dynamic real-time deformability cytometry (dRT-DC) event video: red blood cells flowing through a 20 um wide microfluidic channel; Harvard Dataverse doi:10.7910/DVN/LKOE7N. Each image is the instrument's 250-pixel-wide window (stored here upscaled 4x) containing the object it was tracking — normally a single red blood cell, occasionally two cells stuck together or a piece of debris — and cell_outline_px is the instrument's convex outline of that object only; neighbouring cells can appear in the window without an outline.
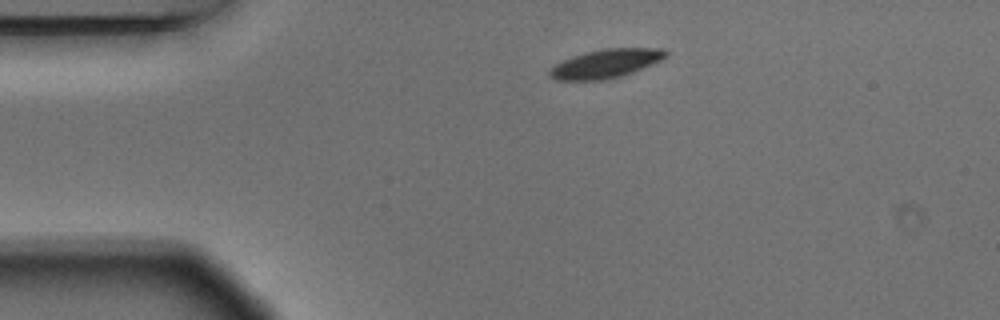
{"species": "Egyptian fruit bat (a non-hibernating species)", "species_latin": "Rousettus aegyptiacus", "temperature_condition": "warm", "stored_images_in_passage": 4, "camera_frame_rate_fps": 3000, "um_per_image_px": 0.085, "animal": {"sex": "male"}, "frame": {"image": 1, "passage_image": 1, "time_ms": 0.0, "image_size_px": [1000, 320], "cell_outline_px": [[668, 56], [660, 60], [632, 72], [620, 76], [600, 80], [556, 80], [548, 76], [548, 72], [560, 60], [584, 52], [604, 48], [664, 48], [668, 52]], "centroid_in_image_um": [51.46, 5.39], "position_along_channel_um": 33.5, "area_um2": 19.42}}
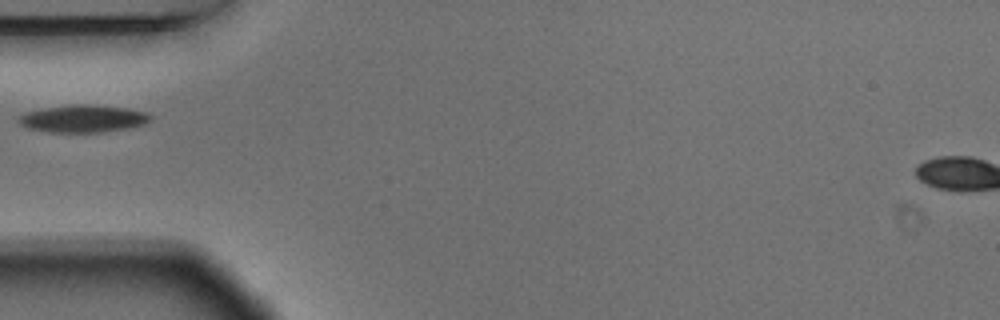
{"frame": {"image": 2, "passage_image": 3, "time_ms": 0.667, "image_size_px": [1000, 320], "cell_outline_px": [[152, 120], [148, 124], [128, 128], [104, 132], [48, 132], [28, 128], [20, 124], [16, 120], [20, 116], [28, 112], [44, 108], [72, 104], [88, 104], [128, 108], [148, 112], [152, 116]], "centroid_in_image_um": [7.13, 10.08], "position_along_channel_um": 77.9, "area_um2": 21.27}}
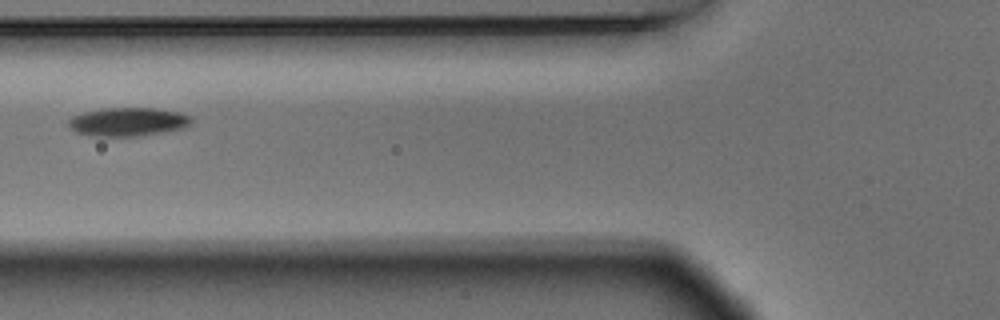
{"frame": {"image": 3, "passage_image": 4, "time_ms": 1.0, "image_size_px": [1000, 320], "cell_outline_px": [[192, 120], [184, 128], [140, 136], [88, 136], [76, 132], [68, 128], [68, 120], [72, 116], [84, 112], [104, 108], [156, 108], [180, 112], [192, 116]], "centroid_in_image_um": [10.85, 10.35], "position_along_channel_um": 115.0, "area_um2": 20.63}}